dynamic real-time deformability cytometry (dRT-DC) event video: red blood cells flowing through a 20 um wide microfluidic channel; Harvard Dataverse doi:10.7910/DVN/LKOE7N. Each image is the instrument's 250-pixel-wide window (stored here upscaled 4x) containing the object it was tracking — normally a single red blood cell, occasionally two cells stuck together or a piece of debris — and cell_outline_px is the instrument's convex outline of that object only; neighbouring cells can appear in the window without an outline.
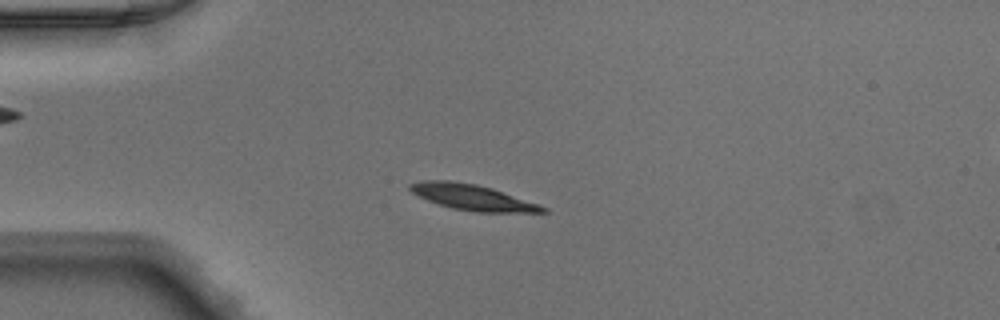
{"species": "Egyptian fruit bat (a non-hibernating species)", "species_latin": "Rousettus aegyptiacus", "temperature_condition": "warm", "stored_images_in_passage": 51, "camera_frame_rate_fps": 3000, "um_per_image_px": 0.085, "animal": {"sex": "male"}, "frame": {"image": 1, "passage_image": 14, "time_ms": 4.333, "image_size_px": [1000, 320], "cell_outline_px": [[548, 212], [476, 212], [452, 208], [428, 200], [412, 192], [408, 188], [408, 184], [420, 180], [452, 180], [476, 184], [492, 188], [548, 208]], "centroid_in_image_um": [40.11, 16.75], "position_along_channel_um": 44.9, "area_um2": 19.65}}
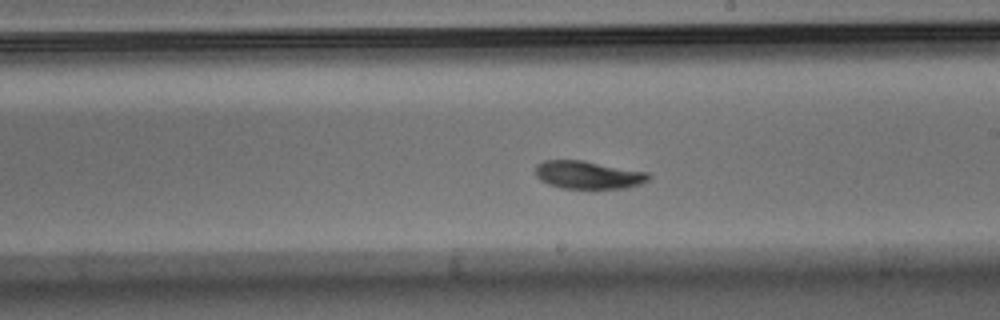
{"frame": {"image": 2, "passage_image": 30, "time_ms": 9.667, "image_size_px": [1000, 320], "cell_outline_px": [[652, 176], [648, 180], [640, 184], [628, 188], [560, 188], [548, 184], [540, 180], [536, 176], [536, 164], [544, 160], [580, 160], [648, 172]], "centroid_in_image_um": [49.99, 14.87], "position_along_channel_um": 239.0, "area_um2": 18.38}}
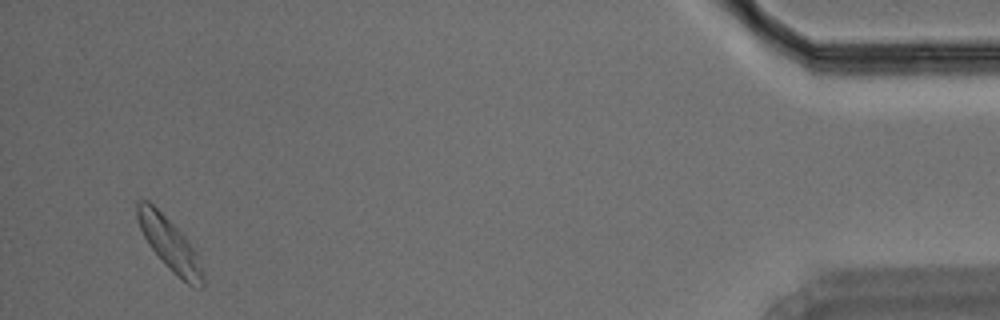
{"frame": {"image": 3, "passage_image": 49, "time_ms": 16.0, "image_size_px": [1000, 320], "cell_outline_px": [[204, 288], [192, 288], [172, 272], [164, 264], [148, 244], [140, 228], [136, 216], [136, 200], [148, 200], [184, 236], [196, 252], [204, 276]], "centroid_in_image_um": [14.41, 20.8], "position_along_channel_um": 420.8, "area_um2": 19.88}}